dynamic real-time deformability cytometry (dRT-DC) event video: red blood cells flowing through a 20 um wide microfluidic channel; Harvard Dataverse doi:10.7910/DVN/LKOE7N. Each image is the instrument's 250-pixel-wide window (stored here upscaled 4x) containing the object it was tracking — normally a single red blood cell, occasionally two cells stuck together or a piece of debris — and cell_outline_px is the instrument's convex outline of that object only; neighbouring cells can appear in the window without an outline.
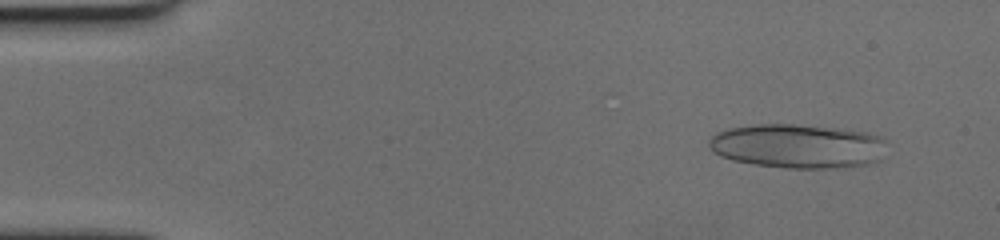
{"species": "human", "species_latin": "Homo sapiens", "temperature_condition": "cold", "stored_images_in_passage": 59, "camera_frame_rate_fps": 3000, "um_per_image_px": 0.085, "donor": {"sex": "female"}, "frame": {"image": 1, "passage_image": 5, "time_ms": 1.333, "image_size_px": [1000, 240], "cell_outline_px": [[884, 140], [880, 160], [868, 164], [824, 168], [788, 168], [756, 164], [732, 160], [720, 156], [708, 144], [708, 140], [716, 132], [732, 128], [756, 124], [792, 124], [832, 128], [868, 132], [880, 136]], "centroid_in_image_um": [67.78, 12.41], "position_along_channel_um": 17.2, "area_um2": 45.2}}
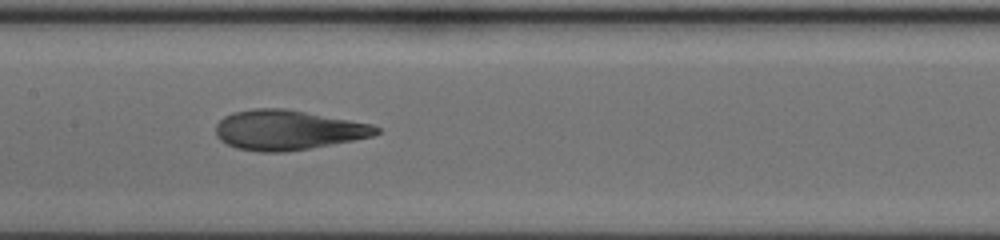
{"frame": {"image": 2, "passage_image": 29, "time_ms": 9.333, "image_size_px": [1000, 240], "cell_outline_px": [[380, 132], [372, 136], [352, 140], [308, 148], [284, 152], [260, 152], [236, 148], [220, 140], [216, 136], [216, 124], [224, 116], [232, 112], [252, 108], [284, 108], [372, 124], [380, 128]], "centroid_in_image_um": [24.42, 11.04], "position_along_channel_um": 183.0, "area_um2": 37.05}}
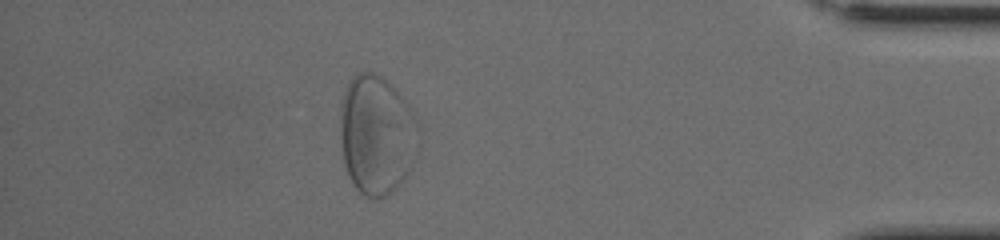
{"frame": {"image": 3, "passage_image": 52, "time_ms": 17.0, "image_size_px": [1000, 240], "cell_outline_px": [[420, 128], [408, 172], [396, 188], [392, 192], [384, 196], [364, 196], [352, 184], [348, 176], [344, 164], [340, 136], [340, 100], [344, 88], [352, 76], [356, 72], [372, 72], [380, 76], [408, 104]], "centroid_in_image_um": [31.95, 11.44], "position_along_channel_um": 403.3, "area_um2": 54.1}}